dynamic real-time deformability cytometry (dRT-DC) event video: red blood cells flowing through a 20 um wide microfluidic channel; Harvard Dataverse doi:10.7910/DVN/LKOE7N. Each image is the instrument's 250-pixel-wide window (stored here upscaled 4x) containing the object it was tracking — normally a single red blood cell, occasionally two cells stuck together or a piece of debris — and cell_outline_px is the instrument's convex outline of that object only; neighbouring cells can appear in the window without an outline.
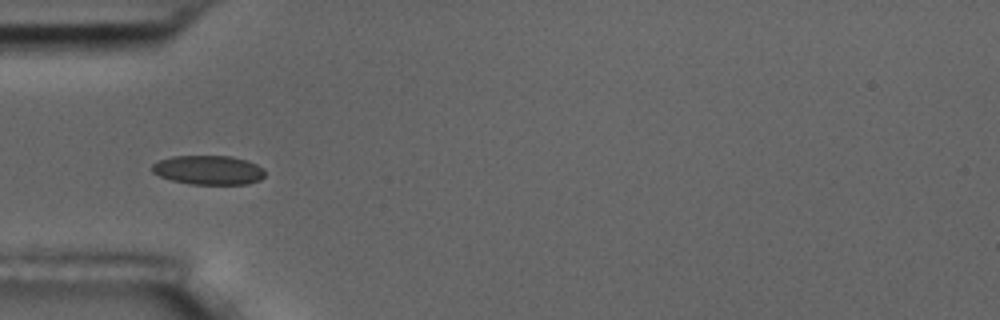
{"species": "common noctule bat (a hibernating species)", "species_latin": "Nyctalus noctula", "temperature_condition": "room temperature", "stored_images_in_passage": 8, "camera_frame_rate_fps": 3000, "um_per_image_px": 0.085, "animal": {"sex": "male", "body_mass_g": 17.5, "forearm_length_mm": 52.3}, "frame": {"image": 1, "passage_image": 5, "time_ms": 4.667, "image_size_px": [1000, 320], "cell_outline_px": [[264, 176], [260, 180], [248, 184], [192, 184], [172, 180], [160, 176], [152, 172], [152, 164], [160, 160], [172, 156], [232, 156], [248, 160], [264, 168]], "centroid_in_image_um": [17.75, 14.45], "position_along_channel_um": 67.3, "area_um2": 19.25}}
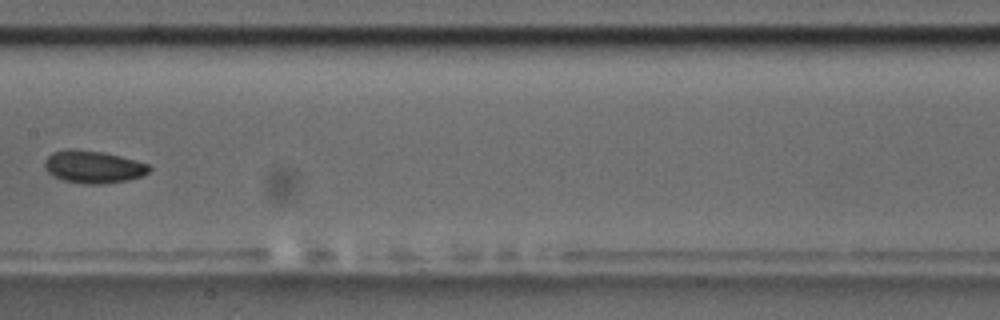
{"frame": {"image": 2, "passage_image": 8, "time_ms": 8.333, "image_size_px": [1000, 320], "cell_outline_px": [[152, 168], [144, 176], [128, 180], [104, 184], [84, 184], [64, 180], [52, 176], [44, 168], [44, 160], [52, 152], [68, 148], [76, 148], [100, 152], [120, 156], [148, 164]], "centroid_in_image_um": [7.9, 14.18], "position_along_channel_um": 199.5, "area_um2": 20.0}}